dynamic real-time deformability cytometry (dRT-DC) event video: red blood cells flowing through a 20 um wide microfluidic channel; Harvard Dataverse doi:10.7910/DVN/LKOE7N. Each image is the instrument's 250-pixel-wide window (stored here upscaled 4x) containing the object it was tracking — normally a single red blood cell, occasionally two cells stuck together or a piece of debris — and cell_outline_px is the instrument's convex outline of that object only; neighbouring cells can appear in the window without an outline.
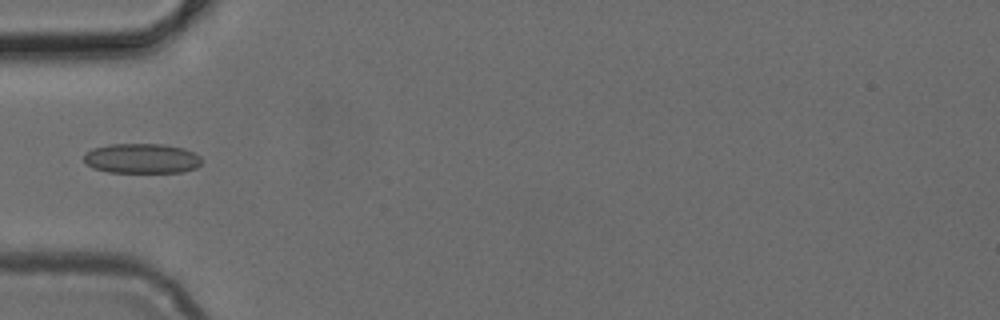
{"species": "common noctule bat (a hibernating species)", "species_latin": "Nyctalus noctula", "temperature_condition": "cold", "stored_images_in_passage": 34, "camera_frame_rate_fps": 3000, "um_per_image_px": 0.085, "animal": {"sex": "female", "body_mass_g": 24.6, "forearm_length_mm": 56.2}, "frame": {"image": 1, "passage_image": 1, "time_ms": 0.0, "image_size_px": [1000, 320], "cell_outline_px": [[200, 164], [196, 168], [184, 172], [108, 172], [92, 168], [84, 160], [84, 152], [92, 148], [108, 144], [164, 144], [184, 148], [200, 156]], "centroid_in_image_um": [12.02, 13.46], "position_along_channel_um": 73.0, "area_um2": 20.63}}
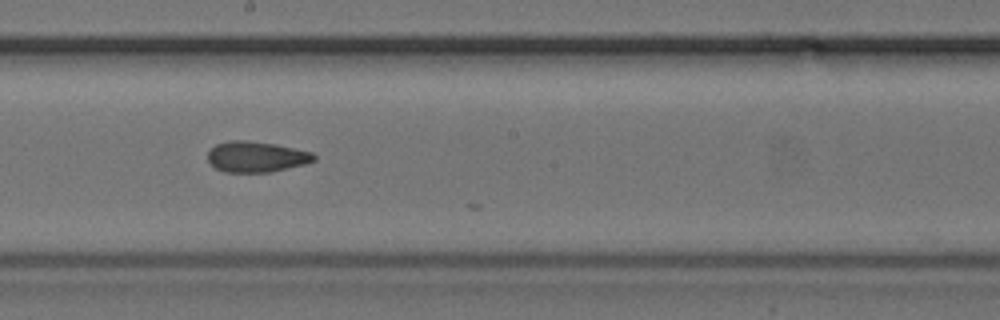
{"frame": {"image": 2, "passage_image": 12, "time_ms": 3.667, "image_size_px": [1000, 320], "cell_outline_px": [[316, 160], [304, 164], [268, 172], [224, 172], [216, 168], [208, 160], [208, 152], [216, 144], [228, 140], [248, 140], [276, 144], [312, 152], [316, 156]], "centroid_in_image_um": [21.78, 13.31], "position_along_channel_um": 226.4, "area_um2": 18.96}}
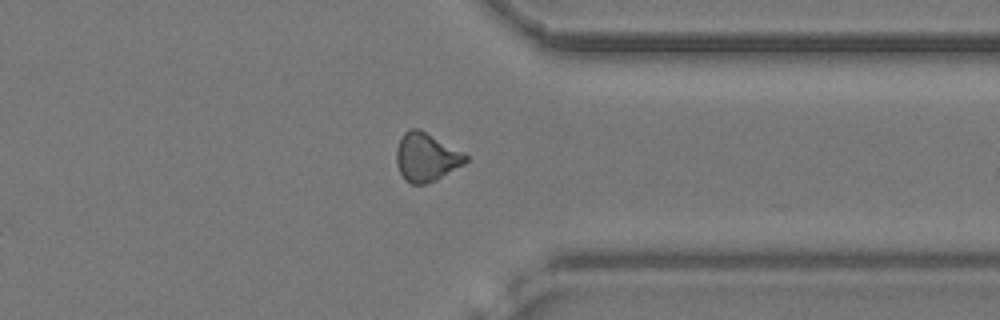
{"frame": {"image": 3, "passage_image": 23, "time_ms": 7.333, "image_size_px": [1000, 320], "cell_outline_px": [[468, 160], [464, 164], [436, 180], [424, 184], [412, 184], [400, 172], [396, 164], [396, 148], [404, 132], [408, 128], [420, 128], [464, 152], [468, 156]], "centroid_in_image_um": [36.24, 13.33], "position_along_channel_um": 375.2, "area_um2": 19.59}}